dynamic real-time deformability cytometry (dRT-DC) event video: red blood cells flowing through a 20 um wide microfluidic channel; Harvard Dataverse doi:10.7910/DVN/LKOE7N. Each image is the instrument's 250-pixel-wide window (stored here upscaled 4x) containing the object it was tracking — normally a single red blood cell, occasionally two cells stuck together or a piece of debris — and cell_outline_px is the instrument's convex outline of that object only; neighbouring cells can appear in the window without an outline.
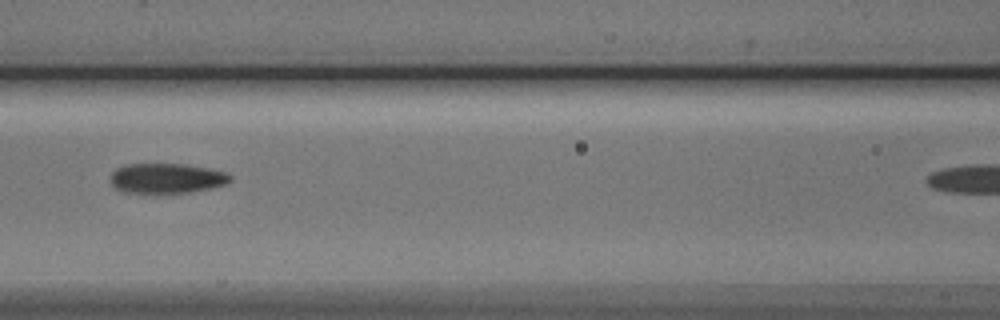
{"species": "Egyptian fruit bat (a non-hibernating species)", "species_latin": "Rousettus aegyptiacus", "temperature_condition": "cold", "stored_images_in_passage": 6, "segment_of_instrument_passage": [1, 2], "camera_frame_rate_fps": 3000, "um_per_image_px": 0.085, "animal": {"sex": "male"}, "frame": {"image": 1, "passage_image": 5, "time_ms": 4.667, "image_size_px": [1000, 320], "cell_outline_px": [[232, 180], [228, 184], [188, 192], [128, 192], [116, 188], [112, 184], [112, 172], [116, 168], [128, 164], [184, 164], [212, 168], [228, 172], [232, 176]], "centroid_in_image_um": [14.25, 15.13], "position_along_channel_um": 152.4, "area_um2": 20.75}}